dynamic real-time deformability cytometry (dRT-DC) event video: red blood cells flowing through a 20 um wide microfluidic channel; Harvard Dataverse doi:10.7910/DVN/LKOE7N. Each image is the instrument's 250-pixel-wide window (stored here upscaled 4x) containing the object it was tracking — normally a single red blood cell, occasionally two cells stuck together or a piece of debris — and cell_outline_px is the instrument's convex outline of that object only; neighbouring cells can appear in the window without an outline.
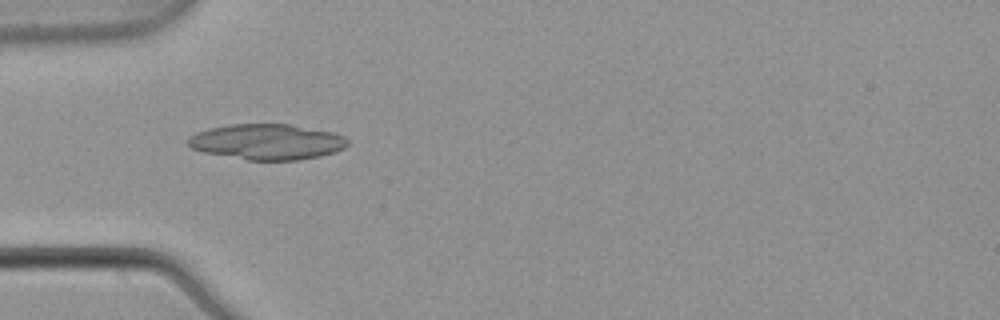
{"species": "common noctule bat (a hibernating species)", "species_latin": "Nyctalus noctula", "temperature_condition": "warm", "stored_images_in_passage": 2, "camera_frame_rate_fps": 3000, "um_per_image_px": 0.085, "animal": {"sex": "male", "body_mass_g": 21.5, "forearm_length_mm": 52.0}, "frame": {"image": 1, "passage_image": 1, "time_ms": 0.0, "image_size_px": [1000, 320], "cell_outline_px": [[348, 144], [344, 148], [336, 152], [320, 156], [296, 160], [248, 160], [204, 152], [192, 148], [188, 144], [188, 136], [196, 132], [208, 128], [232, 124], [292, 124], [332, 132], [344, 136], [348, 140]], "centroid_in_image_um": [22.7, 12.05], "position_along_channel_um": 62.3, "area_um2": 33.18}}
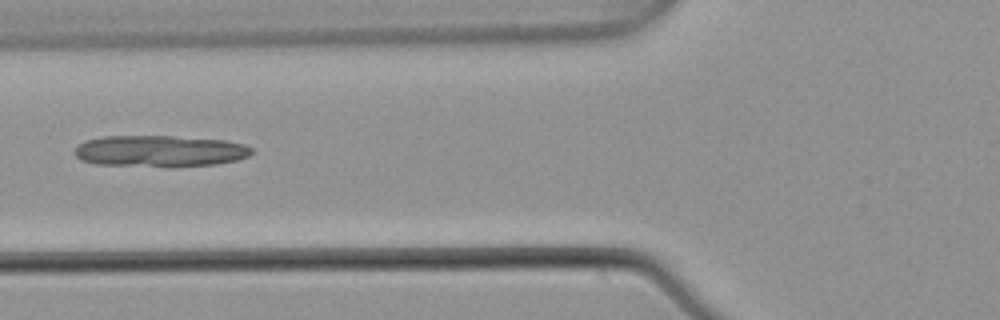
{"frame": {"image": 2, "passage_image": 2, "time_ms": 0.333, "image_size_px": [1000, 320], "cell_outline_px": [[252, 152], [248, 156], [236, 160], [216, 164], [172, 168], [96, 164], [80, 160], [76, 156], [76, 148], [84, 140], [104, 136], [172, 136], [228, 140], [244, 144], [252, 148]], "centroid_in_image_um": [13.6, 12.86], "position_along_channel_um": 112.2, "area_um2": 33.0}}